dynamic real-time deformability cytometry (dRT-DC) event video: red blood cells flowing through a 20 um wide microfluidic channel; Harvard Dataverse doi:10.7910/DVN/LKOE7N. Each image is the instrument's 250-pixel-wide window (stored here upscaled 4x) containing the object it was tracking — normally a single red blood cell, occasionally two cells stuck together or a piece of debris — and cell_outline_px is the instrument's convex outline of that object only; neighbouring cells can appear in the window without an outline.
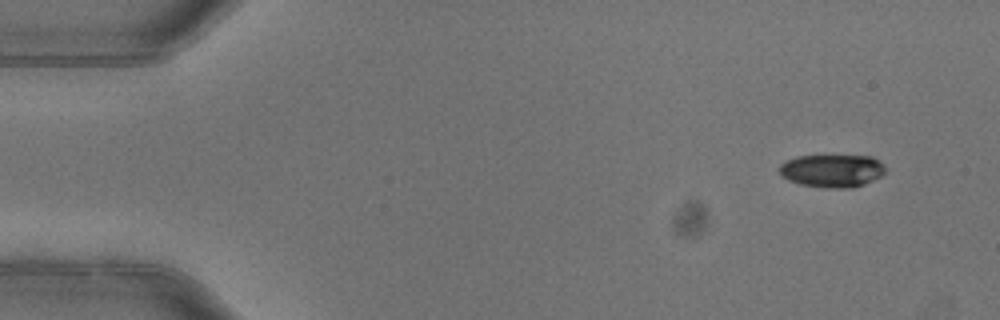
{"species": "common noctule bat (a hibernating species)", "species_latin": "Nyctalus noctula", "temperature_condition": "warm", "stored_images_in_passage": 4, "camera_frame_rate_fps": 3000, "um_per_image_px": 0.085, "animal": {"sex": "female"}, "frame": {"image": 1, "passage_image": 1, "time_ms": 0.0, "image_size_px": [1000, 320], "cell_outline_px": [[884, 172], [880, 176], [864, 184], [852, 188], [828, 188], [800, 184], [788, 180], [780, 172], [780, 164], [796, 156], [872, 156], [884, 164]], "centroid_in_image_um": [70.74, 14.51], "position_along_channel_um": 14.3, "area_um2": 20.11}}
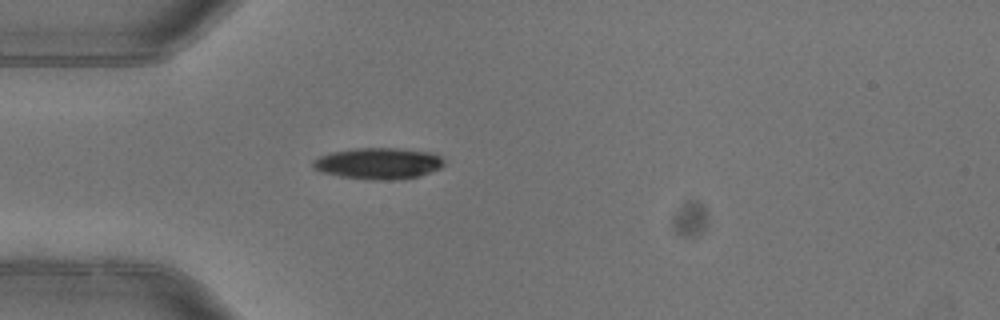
{"frame": {"image": 2, "passage_image": 4, "time_ms": 1.0, "image_size_px": [1000, 320], "cell_outline_px": [[444, 164], [440, 168], [420, 176], [388, 180], [368, 180], [340, 176], [320, 172], [312, 168], [312, 160], [320, 156], [332, 152], [352, 148], [400, 148], [432, 152], [440, 156], [444, 160]], "centroid_in_image_um": [32.14, 13.88], "position_along_channel_um": 52.9, "area_um2": 24.16}}